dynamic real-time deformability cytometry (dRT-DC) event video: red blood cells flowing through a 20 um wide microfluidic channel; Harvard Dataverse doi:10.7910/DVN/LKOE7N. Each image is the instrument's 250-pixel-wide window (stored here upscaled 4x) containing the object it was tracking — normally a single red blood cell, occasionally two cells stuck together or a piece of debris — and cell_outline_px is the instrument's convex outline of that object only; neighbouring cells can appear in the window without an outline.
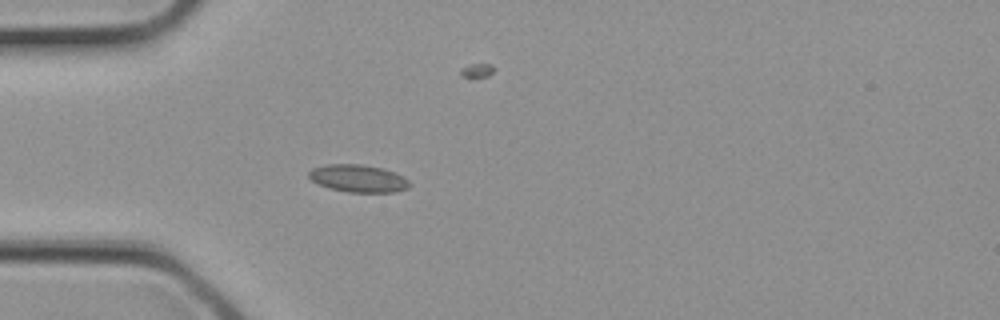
{"species": "common noctule bat (a hibernating species)", "species_latin": "Nyctalus noctula", "temperature_condition": "cold", "stored_images_in_passage": 2, "camera_frame_rate_fps": 3000, "um_per_image_px": 0.085, "animal": {"sex": "female", "body_mass_g": 21.9}, "frame": {"image": 1, "passage_image": 2, "time_ms": 0.333, "image_size_px": [1000, 320], "cell_outline_px": [[412, 184], [408, 188], [396, 192], [348, 192], [328, 188], [312, 180], [308, 176], [308, 172], [312, 168], [324, 164], [360, 164], [384, 168], [396, 172], [404, 176]], "centroid_in_image_um": [30.48, 15.16], "position_along_channel_um": 54.5, "area_um2": 16.36}}